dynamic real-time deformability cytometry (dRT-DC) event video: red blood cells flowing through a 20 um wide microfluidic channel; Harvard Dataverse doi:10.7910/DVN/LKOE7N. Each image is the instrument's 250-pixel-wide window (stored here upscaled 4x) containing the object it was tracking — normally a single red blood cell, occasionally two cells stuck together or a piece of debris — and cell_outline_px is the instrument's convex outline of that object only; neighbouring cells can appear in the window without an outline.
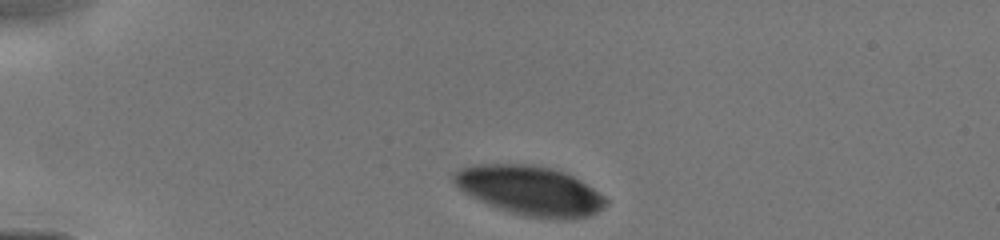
{"species": "human", "species_latin": "Homo sapiens", "temperature_condition": "cold", "stored_images_in_passage": 2, "camera_frame_rate_fps": 3000, "um_per_image_px": 0.085, "donor": {"sex": "male"}, "frame": {"image": 1, "passage_image": 1, "time_ms": 0.0, "image_size_px": [1000, 240], "cell_outline_px": [[608, 204], [604, 208], [588, 216], [564, 220], [548, 220], [524, 216], [508, 212], [488, 204], [464, 192], [452, 180], [452, 172], [460, 168], [476, 164], [528, 164], [552, 168], [564, 172], [580, 180], [604, 196], [608, 200]], "centroid_in_image_um": [45.06, 16.21], "position_along_channel_um": 39.9, "area_um2": 43.93}}